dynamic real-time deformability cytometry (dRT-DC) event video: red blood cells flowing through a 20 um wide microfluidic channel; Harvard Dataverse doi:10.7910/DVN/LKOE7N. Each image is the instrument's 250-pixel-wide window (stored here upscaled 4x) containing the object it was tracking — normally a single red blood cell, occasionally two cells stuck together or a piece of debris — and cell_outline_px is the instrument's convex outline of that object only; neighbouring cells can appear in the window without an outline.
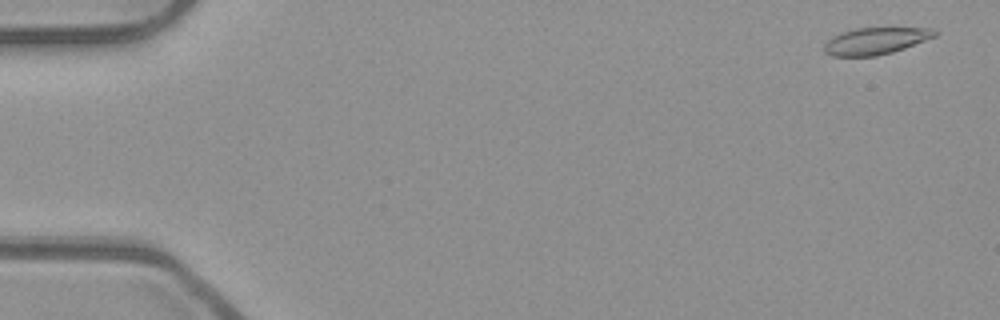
{"species": "common noctule bat (a hibernating species)", "species_latin": "Nyctalus noctula", "temperature_condition": "room temperature", "stored_images_in_passage": 53, "camera_frame_rate_fps": 3000, "um_per_image_px": 0.085, "animal": {"sex": "male", "body_mass_g": 23.1, "forearm_length_mm": 52.7}, "frame": {"image": 1, "passage_image": 3, "time_ms": 0.667, "image_size_px": [1000, 320], "cell_outline_px": [[936, 36], [904, 48], [892, 52], [876, 56], [832, 56], [824, 52], [824, 44], [832, 36], [856, 28], [932, 28], [936, 32]], "centroid_in_image_um": [74.4, 3.48], "position_along_channel_um": 10.6, "area_um2": 17.11}}
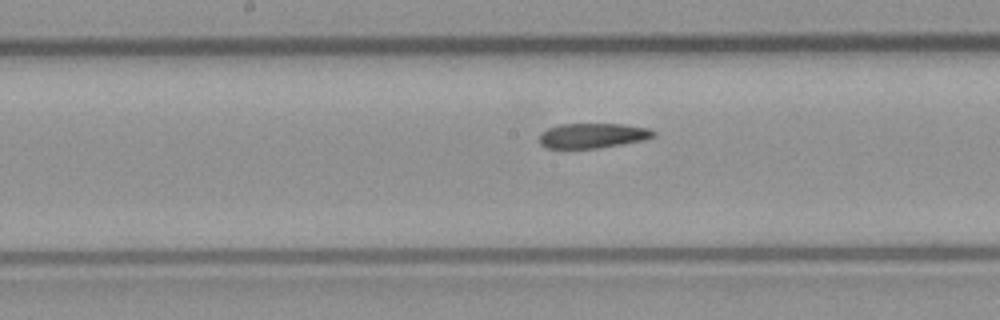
{"frame": {"image": 2, "passage_image": 28, "time_ms": 9.0, "image_size_px": [1000, 320], "cell_outline_px": [[656, 136], [644, 140], [596, 148], [544, 148], [540, 144], [540, 132], [548, 128], [560, 124], [624, 124], [648, 128], [656, 132]], "centroid_in_image_um": [50.37, 11.52], "position_along_channel_um": 197.8, "area_um2": 16.59}}
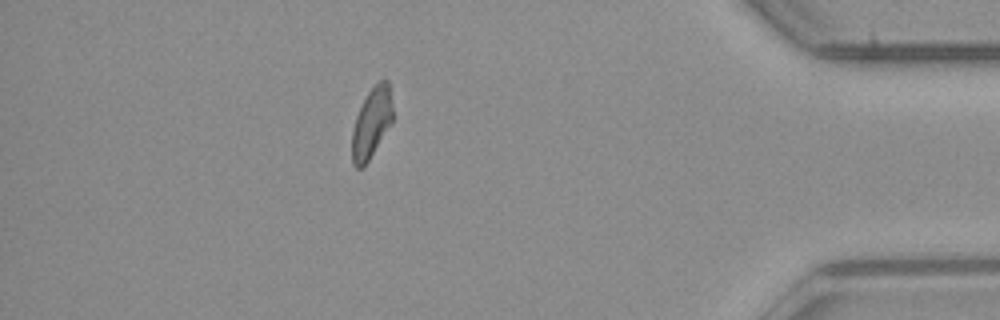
{"frame": {"image": 3, "passage_image": 47, "time_ms": 15.333, "image_size_px": [1000, 320], "cell_outline_px": [[392, 124], [368, 160], [360, 168], [356, 168], [352, 164], [352, 132], [356, 116], [368, 92], [380, 80], [388, 80], [392, 104]], "centroid_in_image_um": [31.59, 10.45], "position_along_channel_um": 403.6, "area_um2": 16.42}, "authors_computed_cell_mechanics": {"area_um2": 17.7446, "velocity_mm_per_s": 3.968, "shape_relaxation_time_tau1_ms": null, "shape_relaxation_time_tau2_ms": 4.1518, "deformation_change_tau1": null, "deformation_change_tau2": 0.1281}}